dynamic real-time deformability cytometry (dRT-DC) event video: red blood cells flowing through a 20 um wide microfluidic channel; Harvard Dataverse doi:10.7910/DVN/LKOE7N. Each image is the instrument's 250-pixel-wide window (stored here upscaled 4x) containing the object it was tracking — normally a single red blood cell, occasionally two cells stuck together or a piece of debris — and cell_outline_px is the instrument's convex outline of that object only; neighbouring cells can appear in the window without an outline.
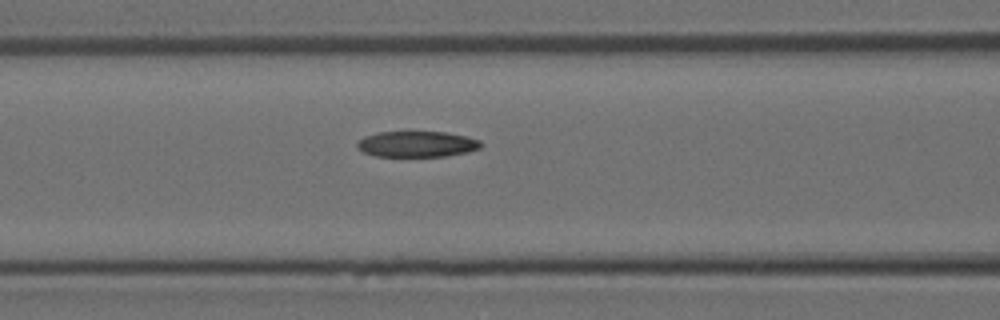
{"species": "Egyptian fruit bat (a non-hibernating species)", "species_latin": "Rousettus aegyptiacus", "temperature_condition": "room temperature", "stored_images_in_passage": 4, "camera_frame_rate_fps": 3000, "um_per_image_px": 0.085, "animal": {"sex": "female"}, "frame": {"image": 1, "passage_image": 4, "time_ms": 1.0, "image_size_px": [1000, 320], "cell_outline_px": [[480, 148], [468, 152], [448, 156], [376, 156], [364, 152], [356, 144], [364, 136], [376, 132], [444, 132], [468, 136], [480, 140]], "centroid_in_image_um": [35.46, 12.24], "position_along_channel_um": 131.1, "area_um2": 18.55}}